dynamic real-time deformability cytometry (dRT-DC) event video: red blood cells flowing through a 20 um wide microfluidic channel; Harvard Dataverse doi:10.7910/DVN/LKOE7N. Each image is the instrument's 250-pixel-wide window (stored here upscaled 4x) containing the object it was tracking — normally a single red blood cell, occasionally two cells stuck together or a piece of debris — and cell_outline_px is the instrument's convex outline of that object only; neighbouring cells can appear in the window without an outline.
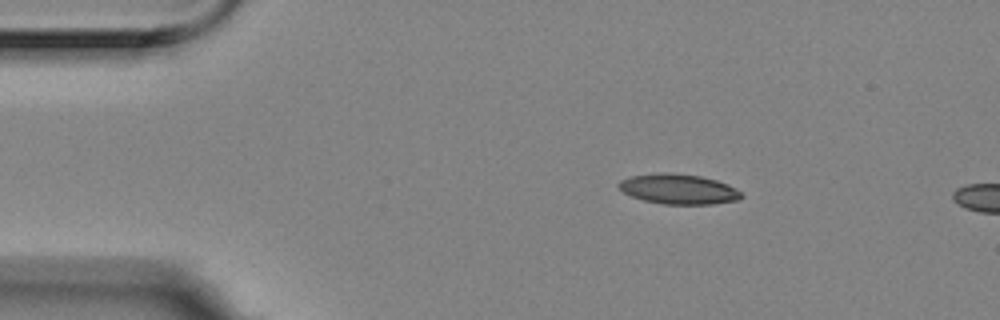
{"species": "Egyptian fruit bat (a non-hibernating species)", "species_latin": "Rousettus aegyptiacus", "temperature_condition": "room temperature", "stored_images_in_passage": 3, "camera_frame_rate_fps": 3000, "um_per_image_px": 0.085, "animal": {"sex": "female"}, "frame": {"image": 1, "passage_image": 2, "time_ms": 0.333, "image_size_px": [1000, 320], "cell_outline_px": [[744, 196], [740, 200], [712, 204], [664, 204], [644, 200], [632, 196], [624, 192], [616, 184], [620, 180], [632, 176], [660, 172], [668, 172], [700, 176], [716, 180], [728, 184], [736, 188]], "centroid_in_image_um": [57.7, 16.07], "position_along_channel_um": 27.3, "area_um2": 21.5}}